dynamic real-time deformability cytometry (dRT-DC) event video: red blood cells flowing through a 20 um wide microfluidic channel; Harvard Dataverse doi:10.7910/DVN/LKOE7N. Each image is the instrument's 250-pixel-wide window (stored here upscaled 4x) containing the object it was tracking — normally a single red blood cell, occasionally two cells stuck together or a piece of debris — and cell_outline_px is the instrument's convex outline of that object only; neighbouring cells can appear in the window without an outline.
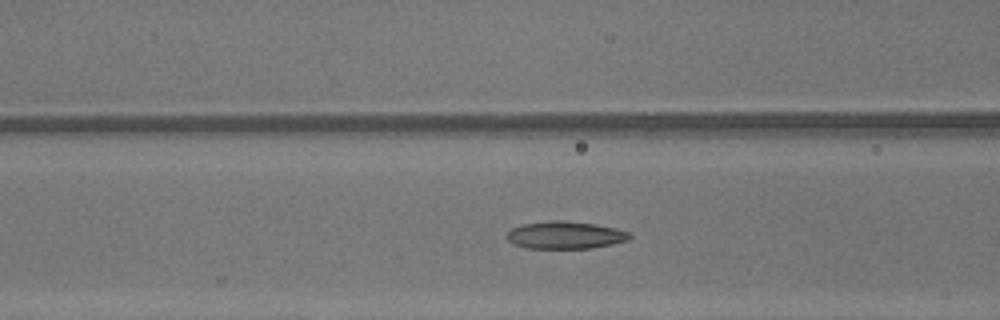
{"species": "common noctule bat (a hibernating species)", "species_latin": "Nyctalus noctula", "temperature_condition": "warm", "stored_images_in_passage": 41, "camera_frame_rate_fps": 3000, "um_per_image_px": 0.085, "animal": {"sex": "male", "body_mass_g": 13.3}, "frame": {"image": 1, "passage_image": 20, "time_ms": 6.333, "image_size_px": [1000, 320], "cell_outline_px": [[632, 236], [628, 240], [612, 244], [592, 248], [528, 248], [516, 244], [508, 240], [508, 232], [512, 228], [524, 224], [552, 220], [560, 220], [596, 224], [616, 228], [632, 232]], "centroid_in_image_um": [48.12, 19.98], "position_along_channel_um": 118.5, "area_um2": 19.54}}
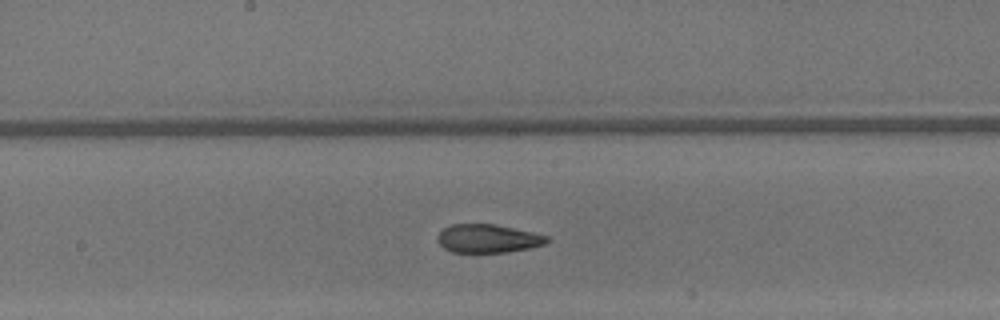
{"frame": {"image": 2, "passage_image": 26, "time_ms": 8.333, "image_size_px": [1000, 320], "cell_outline_px": [[548, 240], [544, 244], [528, 248], [508, 252], [476, 256], [452, 252], [444, 248], [436, 240], [436, 236], [444, 228], [452, 224], [496, 224], [532, 232], [548, 236]], "centroid_in_image_um": [41.4, 20.32], "position_along_channel_um": 206.8, "area_um2": 18.84}}
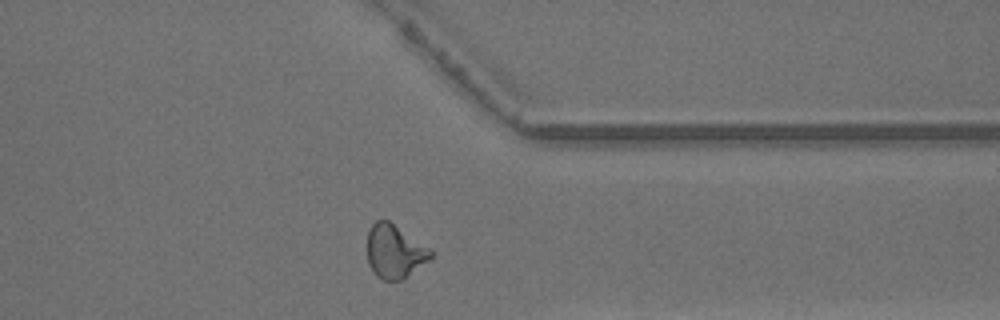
{"frame": {"image": 3, "passage_image": 38, "time_ms": 12.333, "image_size_px": [1000, 320], "cell_outline_px": [[432, 256], [428, 260], [400, 280], [384, 280], [376, 276], [368, 264], [368, 228], [376, 220], [388, 220], [432, 248]], "centroid_in_image_um": [33.53, 21.34], "position_along_channel_um": 377.9, "area_um2": 19.71}, "authors_computed_cell_mechanics": {"area_um2": 19.7676, "velocity_mm_per_s": 4.3984, "shape_relaxation_time_tau1_ms": null, "shape_relaxation_time_tau2_ms": 1.83, "deformation_change_tau1": null, "deformation_change_tau2": 0.0912}}